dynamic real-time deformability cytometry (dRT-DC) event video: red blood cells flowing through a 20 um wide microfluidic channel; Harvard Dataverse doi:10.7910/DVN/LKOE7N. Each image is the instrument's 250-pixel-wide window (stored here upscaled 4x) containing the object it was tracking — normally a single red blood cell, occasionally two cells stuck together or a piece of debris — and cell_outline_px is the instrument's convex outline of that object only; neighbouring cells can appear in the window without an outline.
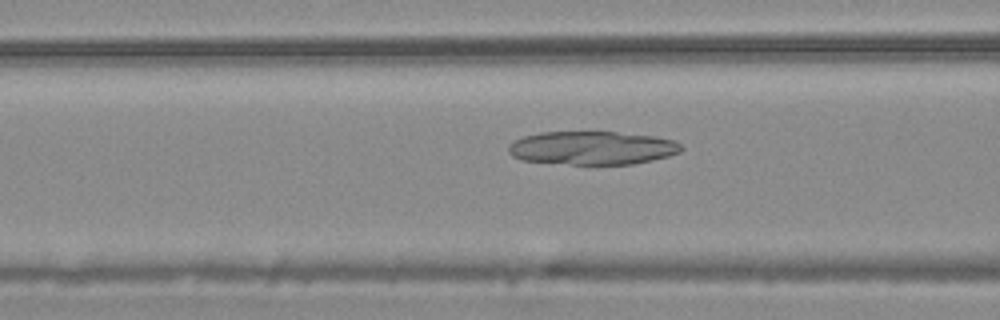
{"species": "common noctule bat (a hibernating species)", "species_latin": "Nyctalus noctula", "temperature_condition": "warm", "stored_images_in_passage": 49, "camera_frame_rate_fps": 3000, "um_per_image_px": 0.085, "animal": {"sex": "male", "body_mass_g": 20.4}, "frame": {"image": 1, "passage_image": 16, "time_ms": 5.0, "image_size_px": [1000, 320], "cell_outline_px": [[684, 148], [680, 152], [668, 156], [652, 160], [632, 164], [592, 168], [524, 160], [512, 156], [508, 152], [508, 144], [524, 136], [540, 132], [616, 132], [656, 136], [672, 140], [680, 144]], "centroid_in_image_um": [50.33, 12.62], "position_along_channel_um": 116.3, "area_um2": 34.8}}
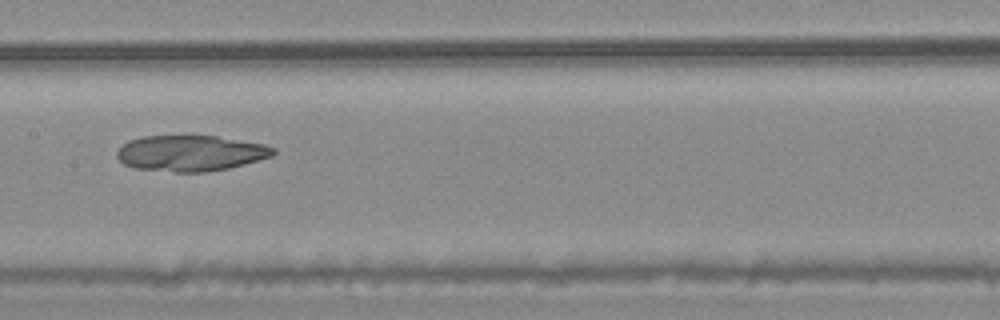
{"frame": {"image": 2, "passage_image": 22, "time_ms": 7.0, "image_size_px": [1000, 320], "cell_outline_px": [[276, 152], [272, 156], [228, 168], [204, 172], [176, 172], [132, 168], [124, 164], [116, 156], [116, 152], [128, 140], [144, 136], [216, 136], [264, 144], [276, 148]], "centroid_in_image_um": [16.18, 13.02], "position_along_channel_um": 191.2, "area_um2": 32.54}}
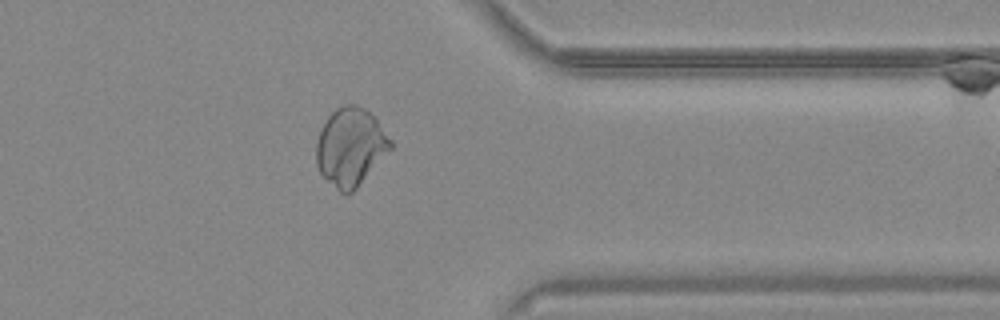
{"frame": {"image": 3, "passage_image": 38, "time_ms": 12.333, "image_size_px": [1000, 320], "cell_outline_px": [[392, 148], [356, 188], [348, 196], [340, 192], [320, 172], [316, 164], [316, 144], [320, 132], [328, 116], [336, 108], [344, 104], [356, 104], [364, 108], [376, 120], [392, 140]], "centroid_in_image_um": [29.79, 12.49], "position_along_channel_um": 381.6, "area_um2": 33.35}}